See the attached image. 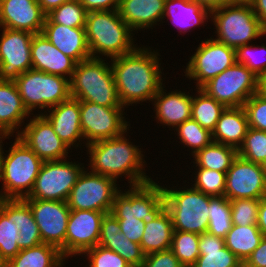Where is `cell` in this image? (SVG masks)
<instances>
[{
	"instance_id": "obj_49",
	"label": "cell",
	"mask_w": 266,
	"mask_h": 267,
	"mask_svg": "<svg viewBox=\"0 0 266 267\" xmlns=\"http://www.w3.org/2000/svg\"><path fill=\"white\" fill-rule=\"evenodd\" d=\"M141 267H184L169 249L145 255Z\"/></svg>"
},
{
	"instance_id": "obj_3",
	"label": "cell",
	"mask_w": 266,
	"mask_h": 267,
	"mask_svg": "<svg viewBox=\"0 0 266 267\" xmlns=\"http://www.w3.org/2000/svg\"><path fill=\"white\" fill-rule=\"evenodd\" d=\"M86 38L91 58H116L135 50L133 30L118 10L92 11L86 16Z\"/></svg>"
},
{
	"instance_id": "obj_47",
	"label": "cell",
	"mask_w": 266,
	"mask_h": 267,
	"mask_svg": "<svg viewBox=\"0 0 266 267\" xmlns=\"http://www.w3.org/2000/svg\"><path fill=\"white\" fill-rule=\"evenodd\" d=\"M250 128L266 131V98L253 94L243 105Z\"/></svg>"
},
{
	"instance_id": "obj_33",
	"label": "cell",
	"mask_w": 266,
	"mask_h": 267,
	"mask_svg": "<svg viewBox=\"0 0 266 267\" xmlns=\"http://www.w3.org/2000/svg\"><path fill=\"white\" fill-rule=\"evenodd\" d=\"M19 238L15 224V199H0V250L7 261L21 251L17 242Z\"/></svg>"
},
{
	"instance_id": "obj_51",
	"label": "cell",
	"mask_w": 266,
	"mask_h": 267,
	"mask_svg": "<svg viewBox=\"0 0 266 267\" xmlns=\"http://www.w3.org/2000/svg\"><path fill=\"white\" fill-rule=\"evenodd\" d=\"M120 0H79L87 12L118 10Z\"/></svg>"
},
{
	"instance_id": "obj_36",
	"label": "cell",
	"mask_w": 266,
	"mask_h": 267,
	"mask_svg": "<svg viewBox=\"0 0 266 267\" xmlns=\"http://www.w3.org/2000/svg\"><path fill=\"white\" fill-rule=\"evenodd\" d=\"M15 224L19 229L17 242L20 250L43 243L32 210L24 199H15Z\"/></svg>"
},
{
	"instance_id": "obj_11",
	"label": "cell",
	"mask_w": 266,
	"mask_h": 267,
	"mask_svg": "<svg viewBox=\"0 0 266 267\" xmlns=\"http://www.w3.org/2000/svg\"><path fill=\"white\" fill-rule=\"evenodd\" d=\"M84 169L81 163L67 161V158L44 161L32 191L24 199L67 201Z\"/></svg>"
},
{
	"instance_id": "obj_18",
	"label": "cell",
	"mask_w": 266,
	"mask_h": 267,
	"mask_svg": "<svg viewBox=\"0 0 266 267\" xmlns=\"http://www.w3.org/2000/svg\"><path fill=\"white\" fill-rule=\"evenodd\" d=\"M0 78L13 79L32 69L31 42L34 34L0 27Z\"/></svg>"
},
{
	"instance_id": "obj_52",
	"label": "cell",
	"mask_w": 266,
	"mask_h": 267,
	"mask_svg": "<svg viewBox=\"0 0 266 267\" xmlns=\"http://www.w3.org/2000/svg\"><path fill=\"white\" fill-rule=\"evenodd\" d=\"M249 4L259 19L262 28L266 31V0H249Z\"/></svg>"
},
{
	"instance_id": "obj_15",
	"label": "cell",
	"mask_w": 266,
	"mask_h": 267,
	"mask_svg": "<svg viewBox=\"0 0 266 267\" xmlns=\"http://www.w3.org/2000/svg\"><path fill=\"white\" fill-rule=\"evenodd\" d=\"M30 206L43 243L57 247L65 258L70 208L66 201L24 199Z\"/></svg>"
},
{
	"instance_id": "obj_4",
	"label": "cell",
	"mask_w": 266,
	"mask_h": 267,
	"mask_svg": "<svg viewBox=\"0 0 266 267\" xmlns=\"http://www.w3.org/2000/svg\"><path fill=\"white\" fill-rule=\"evenodd\" d=\"M14 140L8 154L4 150L1 153L0 180L4 191L0 192V199L28 197L44 162L17 136Z\"/></svg>"
},
{
	"instance_id": "obj_57",
	"label": "cell",
	"mask_w": 266,
	"mask_h": 267,
	"mask_svg": "<svg viewBox=\"0 0 266 267\" xmlns=\"http://www.w3.org/2000/svg\"><path fill=\"white\" fill-rule=\"evenodd\" d=\"M8 261L6 258L3 256L1 250H0V267H7Z\"/></svg>"
},
{
	"instance_id": "obj_56",
	"label": "cell",
	"mask_w": 266,
	"mask_h": 267,
	"mask_svg": "<svg viewBox=\"0 0 266 267\" xmlns=\"http://www.w3.org/2000/svg\"><path fill=\"white\" fill-rule=\"evenodd\" d=\"M258 93L266 98V72L258 78Z\"/></svg>"
},
{
	"instance_id": "obj_45",
	"label": "cell",
	"mask_w": 266,
	"mask_h": 267,
	"mask_svg": "<svg viewBox=\"0 0 266 267\" xmlns=\"http://www.w3.org/2000/svg\"><path fill=\"white\" fill-rule=\"evenodd\" d=\"M260 199L230 200L233 225H257Z\"/></svg>"
},
{
	"instance_id": "obj_38",
	"label": "cell",
	"mask_w": 266,
	"mask_h": 267,
	"mask_svg": "<svg viewBox=\"0 0 266 267\" xmlns=\"http://www.w3.org/2000/svg\"><path fill=\"white\" fill-rule=\"evenodd\" d=\"M232 225L230 200L225 196H210L207 232L224 239Z\"/></svg>"
},
{
	"instance_id": "obj_34",
	"label": "cell",
	"mask_w": 266,
	"mask_h": 267,
	"mask_svg": "<svg viewBox=\"0 0 266 267\" xmlns=\"http://www.w3.org/2000/svg\"><path fill=\"white\" fill-rule=\"evenodd\" d=\"M263 234L257 225H232L224 238L225 246L244 263L259 246Z\"/></svg>"
},
{
	"instance_id": "obj_16",
	"label": "cell",
	"mask_w": 266,
	"mask_h": 267,
	"mask_svg": "<svg viewBox=\"0 0 266 267\" xmlns=\"http://www.w3.org/2000/svg\"><path fill=\"white\" fill-rule=\"evenodd\" d=\"M229 200L266 196V172L262 164L237 156L226 172L225 194Z\"/></svg>"
},
{
	"instance_id": "obj_9",
	"label": "cell",
	"mask_w": 266,
	"mask_h": 267,
	"mask_svg": "<svg viewBox=\"0 0 266 267\" xmlns=\"http://www.w3.org/2000/svg\"><path fill=\"white\" fill-rule=\"evenodd\" d=\"M200 89L226 108L241 107L258 93V77L243 64L235 62Z\"/></svg>"
},
{
	"instance_id": "obj_20",
	"label": "cell",
	"mask_w": 266,
	"mask_h": 267,
	"mask_svg": "<svg viewBox=\"0 0 266 267\" xmlns=\"http://www.w3.org/2000/svg\"><path fill=\"white\" fill-rule=\"evenodd\" d=\"M45 18L38 0H0V27L37 34Z\"/></svg>"
},
{
	"instance_id": "obj_27",
	"label": "cell",
	"mask_w": 266,
	"mask_h": 267,
	"mask_svg": "<svg viewBox=\"0 0 266 267\" xmlns=\"http://www.w3.org/2000/svg\"><path fill=\"white\" fill-rule=\"evenodd\" d=\"M165 0H120L118 13L134 31L147 30L161 22Z\"/></svg>"
},
{
	"instance_id": "obj_60",
	"label": "cell",
	"mask_w": 266,
	"mask_h": 267,
	"mask_svg": "<svg viewBox=\"0 0 266 267\" xmlns=\"http://www.w3.org/2000/svg\"><path fill=\"white\" fill-rule=\"evenodd\" d=\"M263 168L265 169V172H266V161H265V163L263 164Z\"/></svg>"
},
{
	"instance_id": "obj_26",
	"label": "cell",
	"mask_w": 266,
	"mask_h": 267,
	"mask_svg": "<svg viewBox=\"0 0 266 267\" xmlns=\"http://www.w3.org/2000/svg\"><path fill=\"white\" fill-rule=\"evenodd\" d=\"M163 88H165L164 85L152 99L155 107L154 112H156L155 118L160 121L157 123L176 128L186 120L191 119L193 96H190L189 92L187 94L181 90L166 93Z\"/></svg>"
},
{
	"instance_id": "obj_12",
	"label": "cell",
	"mask_w": 266,
	"mask_h": 267,
	"mask_svg": "<svg viewBox=\"0 0 266 267\" xmlns=\"http://www.w3.org/2000/svg\"><path fill=\"white\" fill-rule=\"evenodd\" d=\"M83 170L73 186L67 205L70 210L111 212L116 194L120 191L116 180Z\"/></svg>"
},
{
	"instance_id": "obj_41",
	"label": "cell",
	"mask_w": 266,
	"mask_h": 267,
	"mask_svg": "<svg viewBox=\"0 0 266 267\" xmlns=\"http://www.w3.org/2000/svg\"><path fill=\"white\" fill-rule=\"evenodd\" d=\"M175 130L181 141V144L190 147L192 154L209 145L212 140V133L200 126L194 119H188L184 123L178 125Z\"/></svg>"
},
{
	"instance_id": "obj_6",
	"label": "cell",
	"mask_w": 266,
	"mask_h": 267,
	"mask_svg": "<svg viewBox=\"0 0 266 267\" xmlns=\"http://www.w3.org/2000/svg\"><path fill=\"white\" fill-rule=\"evenodd\" d=\"M215 40L236 49L266 35L249 2H234L211 11Z\"/></svg>"
},
{
	"instance_id": "obj_14",
	"label": "cell",
	"mask_w": 266,
	"mask_h": 267,
	"mask_svg": "<svg viewBox=\"0 0 266 267\" xmlns=\"http://www.w3.org/2000/svg\"><path fill=\"white\" fill-rule=\"evenodd\" d=\"M125 107H105L96 103L80 101V122L85 144L111 139L129 130ZM124 112V113H123Z\"/></svg>"
},
{
	"instance_id": "obj_40",
	"label": "cell",
	"mask_w": 266,
	"mask_h": 267,
	"mask_svg": "<svg viewBox=\"0 0 266 267\" xmlns=\"http://www.w3.org/2000/svg\"><path fill=\"white\" fill-rule=\"evenodd\" d=\"M199 234L174 230L170 250L184 267H191L200 255Z\"/></svg>"
},
{
	"instance_id": "obj_55",
	"label": "cell",
	"mask_w": 266,
	"mask_h": 267,
	"mask_svg": "<svg viewBox=\"0 0 266 267\" xmlns=\"http://www.w3.org/2000/svg\"><path fill=\"white\" fill-rule=\"evenodd\" d=\"M69 0H38V3L45 14H48L51 10L61 6L63 3Z\"/></svg>"
},
{
	"instance_id": "obj_35",
	"label": "cell",
	"mask_w": 266,
	"mask_h": 267,
	"mask_svg": "<svg viewBox=\"0 0 266 267\" xmlns=\"http://www.w3.org/2000/svg\"><path fill=\"white\" fill-rule=\"evenodd\" d=\"M238 156V149L212 141L194 155L197 168H207L220 172H227L233 161Z\"/></svg>"
},
{
	"instance_id": "obj_53",
	"label": "cell",
	"mask_w": 266,
	"mask_h": 267,
	"mask_svg": "<svg viewBox=\"0 0 266 267\" xmlns=\"http://www.w3.org/2000/svg\"><path fill=\"white\" fill-rule=\"evenodd\" d=\"M257 226L262 232L263 236H266V196H263L260 199Z\"/></svg>"
},
{
	"instance_id": "obj_30",
	"label": "cell",
	"mask_w": 266,
	"mask_h": 267,
	"mask_svg": "<svg viewBox=\"0 0 266 267\" xmlns=\"http://www.w3.org/2000/svg\"><path fill=\"white\" fill-rule=\"evenodd\" d=\"M209 14V15H208ZM211 11L193 0H165L163 19L167 16L180 32L204 24Z\"/></svg>"
},
{
	"instance_id": "obj_43",
	"label": "cell",
	"mask_w": 266,
	"mask_h": 267,
	"mask_svg": "<svg viewBox=\"0 0 266 267\" xmlns=\"http://www.w3.org/2000/svg\"><path fill=\"white\" fill-rule=\"evenodd\" d=\"M195 182L192 187L209 196H224L226 172L207 168H196Z\"/></svg>"
},
{
	"instance_id": "obj_19",
	"label": "cell",
	"mask_w": 266,
	"mask_h": 267,
	"mask_svg": "<svg viewBox=\"0 0 266 267\" xmlns=\"http://www.w3.org/2000/svg\"><path fill=\"white\" fill-rule=\"evenodd\" d=\"M37 115L16 136L43 161L66 159L69 147L57 136L51 123L42 114Z\"/></svg>"
},
{
	"instance_id": "obj_7",
	"label": "cell",
	"mask_w": 266,
	"mask_h": 267,
	"mask_svg": "<svg viewBox=\"0 0 266 267\" xmlns=\"http://www.w3.org/2000/svg\"><path fill=\"white\" fill-rule=\"evenodd\" d=\"M163 187L166 209L172 217L174 230L202 234L207 232L210 196L193 187Z\"/></svg>"
},
{
	"instance_id": "obj_10",
	"label": "cell",
	"mask_w": 266,
	"mask_h": 267,
	"mask_svg": "<svg viewBox=\"0 0 266 267\" xmlns=\"http://www.w3.org/2000/svg\"><path fill=\"white\" fill-rule=\"evenodd\" d=\"M165 208L163 186L152 180L145 184L129 186V190L125 192L120 189L110 213L115 217H135L149 223Z\"/></svg>"
},
{
	"instance_id": "obj_46",
	"label": "cell",
	"mask_w": 266,
	"mask_h": 267,
	"mask_svg": "<svg viewBox=\"0 0 266 267\" xmlns=\"http://www.w3.org/2000/svg\"><path fill=\"white\" fill-rule=\"evenodd\" d=\"M89 259V267H132L119 254L97 245L83 253Z\"/></svg>"
},
{
	"instance_id": "obj_22",
	"label": "cell",
	"mask_w": 266,
	"mask_h": 267,
	"mask_svg": "<svg viewBox=\"0 0 266 267\" xmlns=\"http://www.w3.org/2000/svg\"><path fill=\"white\" fill-rule=\"evenodd\" d=\"M47 111H45L46 114L44 112L40 114L51 123L54 132L63 143L70 149H72L71 146L78 147L80 141L84 140L80 122V101L70 97Z\"/></svg>"
},
{
	"instance_id": "obj_32",
	"label": "cell",
	"mask_w": 266,
	"mask_h": 267,
	"mask_svg": "<svg viewBox=\"0 0 266 267\" xmlns=\"http://www.w3.org/2000/svg\"><path fill=\"white\" fill-rule=\"evenodd\" d=\"M64 261L65 258L57 247L41 243L22 249L8 260L7 267H63Z\"/></svg>"
},
{
	"instance_id": "obj_5",
	"label": "cell",
	"mask_w": 266,
	"mask_h": 267,
	"mask_svg": "<svg viewBox=\"0 0 266 267\" xmlns=\"http://www.w3.org/2000/svg\"><path fill=\"white\" fill-rule=\"evenodd\" d=\"M102 58L77 63L70 80L71 97L105 107L122 106L114 83L111 64Z\"/></svg>"
},
{
	"instance_id": "obj_1",
	"label": "cell",
	"mask_w": 266,
	"mask_h": 267,
	"mask_svg": "<svg viewBox=\"0 0 266 267\" xmlns=\"http://www.w3.org/2000/svg\"><path fill=\"white\" fill-rule=\"evenodd\" d=\"M159 52L137 47L111 59V70L122 106L152 101L163 85ZM140 102V103H139Z\"/></svg>"
},
{
	"instance_id": "obj_28",
	"label": "cell",
	"mask_w": 266,
	"mask_h": 267,
	"mask_svg": "<svg viewBox=\"0 0 266 267\" xmlns=\"http://www.w3.org/2000/svg\"><path fill=\"white\" fill-rule=\"evenodd\" d=\"M248 128V119L243 106L227 107L212 131V140L238 149L243 144Z\"/></svg>"
},
{
	"instance_id": "obj_21",
	"label": "cell",
	"mask_w": 266,
	"mask_h": 267,
	"mask_svg": "<svg viewBox=\"0 0 266 267\" xmlns=\"http://www.w3.org/2000/svg\"><path fill=\"white\" fill-rule=\"evenodd\" d=\"M32 68L71 80L77 62L57 49L42 33L31 42Z\"/></svg>"
},
{
	"instance_id": "obj_13",
	"label": "cell",
	"mask_w": 266,
	"mask_h": 267,
	"mask_svg": "<svg viewBox=\"0 0 266 267\" xmlns=\"http://www.w3.org/2000/svg\"><path fill=\"white\" fill-rule=\"evenodd\" d=\"M236 62L235 49L210 39L202 40L196 52L190 57L185 69V76L196 80V89L201 88Z\"/></svg>"
},
{
	"instance_id": "obj_8",
	"label": "cell",
	"mask_w": 266,
	"mask_h": 267,
	"mask_svg": "<svg viewBox=\"0 0 266 267\" xmlns=\"http://www.w3.org/2000/svg\"><path fill=\"white\" fill-rule=\"evenodd\" d=\"M28 112L33 110L50 109L68 100L70 94V80L36 69L27 70L13 78Z\"/></svg>"
},
{
	"instance_id": "obj_42",
	"label": "cell",
	"mask_w": 266,
	"mask_h": 267,
	"mask_svg": "<svg viewBox=\"0 0 266 267\" xmlns=\"http://www.w3.org/2000/svg\"><path fill=\"white\" fill-rule=\"evenodd\" d=\"M238 155L263 165L266 161V131L249 127L243 144L238 148Z\"/></svg>"
},
{
	"instance_id": "obj_59",
	"label": "cell",
	"mask_w": 266,
	"mask_h": 267,
	"mask_svg": "<svg viewBox=\"0 0 266 267\" xmlns=\"http://www.w3.org/2000/svg\"><path fill=\"white\" fill-rule=\"evenodd\" d=\"M232 3L234 2H249V0H230Z\"/></svg>"
},
{
	"instance_id": "obj_58",
	"label": "cell",
	"mask_w": 266,
	"mask_h": 267,
	"mask_svg": "<svg viewBox=\"0 0 266 267\" xmlns=\"http://www.w3.org/2000/svg\"><path fill=\"white\" fill-rule=\"evenodd\" d=\"M6 138H8L9 139V136H6V135H3V134H0V158H1V153H2V140L3 139H6Z\"/></svg>"
},
{
	"instance_id": "obj_37",
	"label": "cell",
	"mask_w": 266,
	"mask_h": 267,
	"mask_svg": "<svg viewBox=\"0 0 266 267\" xmlns=\"http://www.w3.org/2000/svg\"><path fill=\"white\" fill-rule=\"evenodd\" d=\"M198 95L192 99V114L194 119L200 126L208 129L211 133L215 129L216 123L221 113L225 110V106L217 102L214 98L208 96L203 90L197 88Z\"/></svg>"
},
{
	"instance_id": "obj_54",
	"label": "cell",
	"mask_w": 266,
	"mask_h": 267,
	"mask_svg": "<svg viewBox=\"0 0 266 267\" xmlns=\"http://www.w3.org/2000/svg\"><path fill=\"white\" fill-rule=\"evenodd\" d=\"M193 1L200 4L202 7L207 8L210 11L232 3L230 0H193Z\"/></svg>"
},
{
	"instance_id": "obj_31",
	"label": "cell",
	"mask_w": 266,
	"mask_h": 267,
	"mask_svg": "<svg viewBox=\"0 0 266 267\" xmlns=\"http://www.w3.org/2000/svg\"><path fill=\"white\" fill-rule=\"evenodd\" d=\"M172 217L165 208L153 221L145 223L140 246L145 255L169 250L173 237Z\"/></svg>"
},
{
	"instance_id": "obj_29",
	"label": "cell",
	"mask_w": 266,
	"mask_h": 267,
	"mask_svg": "<svg viewBox=\"0 0 266 267\" xmlns=\"http://www.w3.org/2000/svg\"><path fill=\"white\" fill-rule=\"evenodd\" d=\"M200 255L191 267H241L243 263L226 246L221 237L199 234Z\"/></svg>"
},
{
	"instance_id": "obj_48",
	"label": "cell",
	"mask_w": 266,
	"mask_h": 267,
	"mask_svg": "<svg viewBox=\"0 0 266 267\" xmlns=\"http://www.w3.org/2000/svg\"><path fill=\"white\" fill-rule=\"evenodd\" d=\"M120 223V231L132 242L140 244L145 222L135 217H116Z\"/></svg>"
},
{
	"instance_id": "obj_24",
	"label": "cell",
	"mask_w": 266,
	"mask_h": 267,
	"mask_svg": "<svg viewBox=\"0 0 266 267\" xmlns=\"http://www.w3.org/2000/svg\"><path fill=\"white\" fill-rule=\"evenodd\" d=\"M65 55L77 63L91 58L85 27H68L56 23H44L41 32Z\"/></svg>"
},
{
	"instance_id": "obj_50",
	"label": "cell",
	"mask_w": 266,
	"mask_h": 267,
	"mask_svg": "<svg viewBox=\"0 0 266 267\" xmlns=\"http://www.w3.org/2000/svg\"><path fill=\"white\" fill-rule=\"evenodd\" d=\"M244 267H266V236H263L259 246L243 263Z\"/></svg>"
},
{
	"instance_id": "obj_44",
	"label": "cell",
	"mask_w": 266,
	"mask_h": 267,
	"mask_svg": "<svg viewBox=\"0 0 266 267\" xmlns=\"http://www.w3.org/2000/svg\"><path fill=\"white\" fill-rule=\"evenodd\" d=\"M258 48L260 49V51ZM260 53L262 54L263 58ZM257 55L261 56L260 59L259 57L256 58ZM235 56L237 63L246 66L258 78L266 72V46L264 44H262L261 46H252V44H246L237 47L235 49Z\"/></svg>"
},
{
	"instance_id": "obj_17",
	"label": "cell",
	"mask_w": 266,
	"mask_h": 267,
	"mask_svg": "<svg viewBox=\"0 0 266 267\" xmlns=\"http://www.w3.org/2000/svg\"><path fill=\"white\" fill-rule=\"evenodd\" d=\"M105 212L71 210L65 237V259L81 255L99 244Z\"/></svg>"
},
{
	"instance_id": "obj_23",
	"label": "cell",
	"mask_w": 266,
	"mask_h": 267,
	"mask_svg": "<svg viewBox=\"0 0 266 267\" xmlns=\"http://www.w3.org/2000/svg\"><path fill=\"white\" fill-rule=\"evenodd\" d=\"M98 245L116 252L132 267H141L145 259L140 244L132 242L120 231L118 219L110 212L102 218Z\"/></svg>"
},
{
	"instance_id": "obj_25",
	"label": "cell",
	"mask_w": 266,
	"mask_h": 267,
	"mask_svg": "<svg viewBox=\"0 0 266 267\" xmlns=\"http://www.w3.org/2000/svg\"><path fill=\"white\" fill-rule=\"evenodd\" d=\"M31 113L25 108L13 79L0 78V134L12 136ZM23 123V124H22Z\"/></svg>"
},
{
	"instance_id": "obj_2",
	"label": "cell",
	"mask_w": 266,
	"mask_h": 267,
	"mask_svg": "<svg viewBox=\"0 0 266 267\" xmlns=\"http://www.w3.org/2000/svg\"><path fill=\"white\" fill-rule=\"evenodd\" d=\"M122 135L99 140L86 145L89 153L90 172L117 179L127 176L130 186H137L152 181L146 176L144 155L138 146L133 145ZM144 161V162H143Z\"/></svg>"
},
{
	"instance_id": "obj_39",
	"label": "cell",
	"mask_w": 266,
	"mask_h": 267,
	"mask_svg": "<svg viewBox=\"0 0 266 267\" xmlns=\"http://www.w3.org/2000/svg\"><path fill=\"white\" fill-rule=\"evenodd\" d=\"M87 13L79 0H69L46 14L44 23H56L68 27H85Z\"/></svg>"
}]
</instances>
